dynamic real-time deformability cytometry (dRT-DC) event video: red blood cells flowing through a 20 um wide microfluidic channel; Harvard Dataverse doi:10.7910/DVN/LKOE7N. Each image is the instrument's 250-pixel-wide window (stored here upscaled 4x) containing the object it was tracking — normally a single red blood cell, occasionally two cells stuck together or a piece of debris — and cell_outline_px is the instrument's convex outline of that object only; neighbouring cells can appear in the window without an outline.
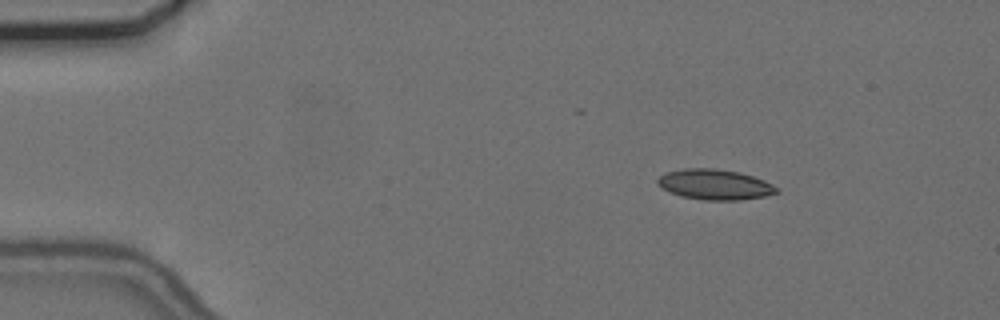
{"species": "common noctule bat (a hibernating species)", "species_latin": "Nyctalus noctula", "temperature_condition": "cold", "stored_images_in_passage": 2, "camera_frame_rate_fps": 3000, "um_per_image_px": 0.085, "animal": {"sex": "female", "body_mass_g": 24.6, "forearm_length_mm": 56.2}, "frame": {"image": 1, "passage_image": 2, "time_ms": 0.333, "image_size_px": [1000, 320], "cell_outline_px": [[780, 192], [764, 196], [740, 200], [704, 200], [680, 196], [664, 188], [656, 180], [660, 176], [668, 172], [684, 168], [716, 168], [740, 172], [764, 180], [772, 184]], "centroid_in_image_um": [60.79, 15.68], "position_along_channel_um": 24.2, "area_um2": 20.87}}